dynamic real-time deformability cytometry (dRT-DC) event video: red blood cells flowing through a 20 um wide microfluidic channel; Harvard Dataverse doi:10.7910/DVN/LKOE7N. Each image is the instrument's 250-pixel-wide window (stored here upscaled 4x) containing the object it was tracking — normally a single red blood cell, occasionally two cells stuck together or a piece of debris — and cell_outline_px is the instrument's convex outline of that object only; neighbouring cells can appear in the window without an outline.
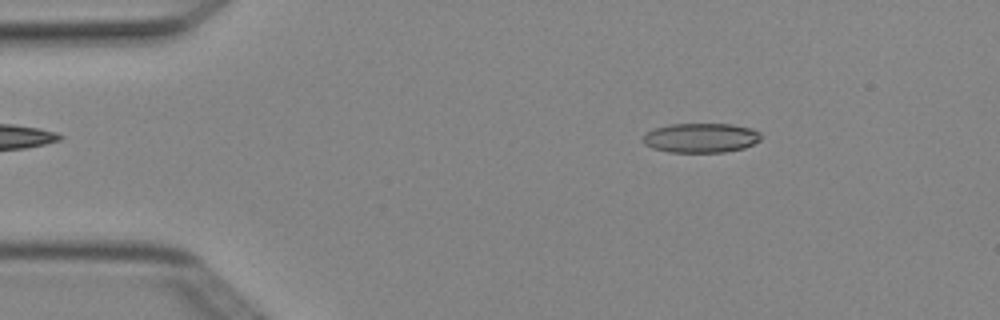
{"species": "Egyptian fruit bat (a non-hibernating species)", "species_latin": "Rousettus aegyptiacus", "temperature_condition": "cold", "stored_images_in_passage": 4, "camera_frame_rate_fps": 3000, "um_per_image_px": 0.085, "animal": {"sex": "female"}, "frame": {"image": 1, "passage_image": 2, "time_ms": 0.333, "image_size_px": [1000, 320], "cell_outline_px": [[764, 136], [760, 140], [744, 148], [724, 152], [668, 152], [652, 148], [644, 144], [644, 132], [652, 128], [672, 124], [732, 124], [752, 128], [760, 132]], "centroid_in_image_um": [59.58, 11.71], "position_along_channel_um": 25.4, "area_um2": 20.52}}
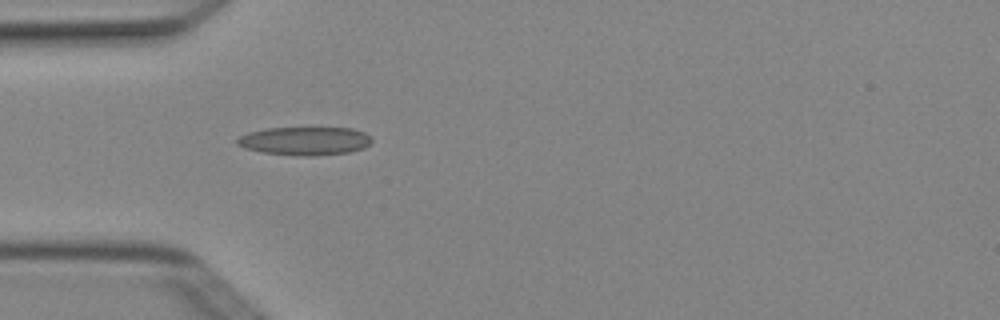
{"frame": {"image": 2, "passage_image": 4, "time_ms": 1.0, "image_size_px": [1000, 320], "cell_outline_px": [[372, 140], [364, 148], [348, 152], [316, 156], [300, 156], [264, 152], [244, 148], [236, 144], [236, 140], [240, 136], [248, 132], [268, 128], [352, 128], [364, 132]], "centroid_in_image_um": [25.89, 11.98], "position_along_channel_um": 59.1, "area_um2": 22.14}}